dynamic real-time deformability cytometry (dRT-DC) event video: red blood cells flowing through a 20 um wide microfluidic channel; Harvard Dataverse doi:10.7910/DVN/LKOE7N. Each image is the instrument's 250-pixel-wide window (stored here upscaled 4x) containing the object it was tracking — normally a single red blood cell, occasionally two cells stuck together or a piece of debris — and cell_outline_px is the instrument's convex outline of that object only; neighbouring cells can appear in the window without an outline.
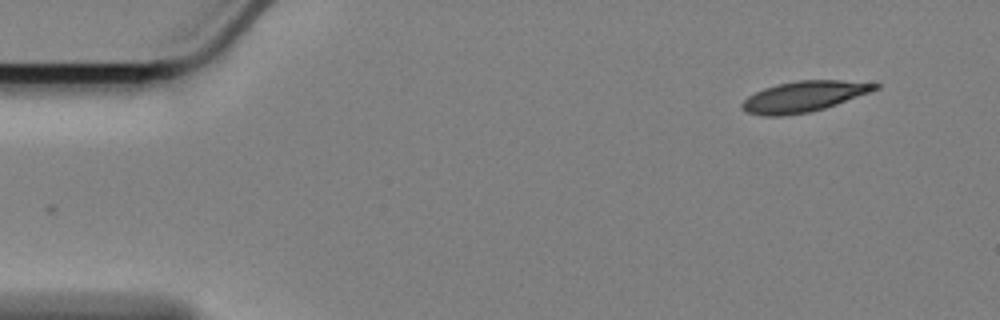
{"species": "Egyptian fruit bat (a non-hibernating species)", "species_latin": "Rousettus aegyptiacus", "temperature_condition": "cold", "stored_images_in_passage": 55, "camera_frame_rate_fps": 3000, "um_per_image_px": 0.085, "animal": {"sex": "female"}, "frame": {"image": 1, "passage_image": 1, "time_ms": 0.0, "image_size_px": [1000, 320], "cell_outline_px": [[880, 88], [836, 104], [824, 108], [808, 112], [780, 116], [764, 116], [748, 112], [740, 108], [740, 104], [748, 96], [764, 88], [796, 80], [840, 80], [880, 84]], "centroid_in_image_um": [68.3, 8.2], "position_along_channel_um": 16.7, "area_um2": 23.47}}
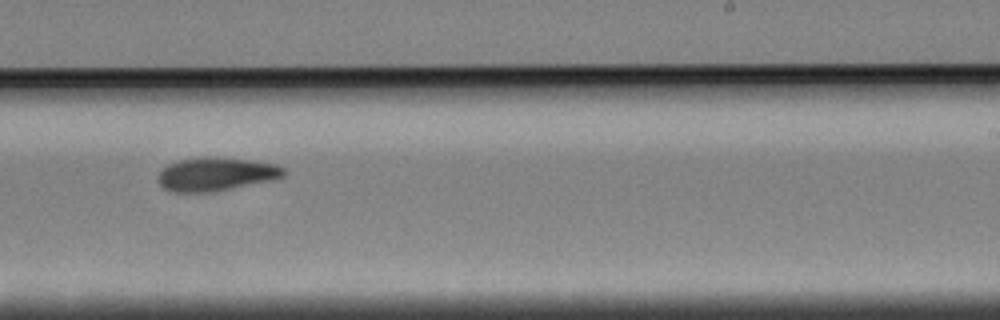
{"frame": {"image": 2, "passage_image": 32, "time_ms": 10.333, "image_size_px": [1000, 320], "cell_outline_px": [[288, 172], [284, 176], [272, 180], [212, 192], [172, 192], [164, 188], [156, 180], [156, 176], [168, 164], [176, 160], [200, 156], [216, 156], [248, 160], [276, 164], [284, 168]], "centroid_in_image_um": [18.33, 14.79], "position_along_channel_um": 270.7, "area_um2": 24.85}}
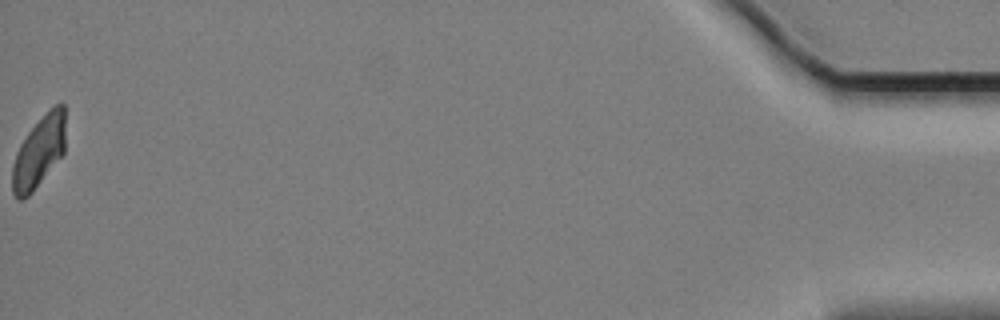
{"frame": {"image": 3, "passage_image": 55, "time_ms": 18.0, "image_size_px": [1000, 320], "cell_outline_px": [[64, 152], [32, 192], [28, 196], [20, 200], [12, 192], [12, 164], [16, 152], [20, 144], [28, 132], [48, 108], [56, 104], [64, 104]], "centroid_in_image_um": [3.29, 12.89], "position_along_channel_um": 431.9, "area_um2": 21.85}, "authors_computed_cell_mechanics": {"area_um2": 24.3338, "velocity_mm_per_s": 3.3756, "shape_relaxation_time_tau1_ms": 5.8371, "shape_relaxation_time_tau2_ms": 4.9823, "deformation_change_tau1": 0.143, "deformation_change_tau2": 0.0996}}